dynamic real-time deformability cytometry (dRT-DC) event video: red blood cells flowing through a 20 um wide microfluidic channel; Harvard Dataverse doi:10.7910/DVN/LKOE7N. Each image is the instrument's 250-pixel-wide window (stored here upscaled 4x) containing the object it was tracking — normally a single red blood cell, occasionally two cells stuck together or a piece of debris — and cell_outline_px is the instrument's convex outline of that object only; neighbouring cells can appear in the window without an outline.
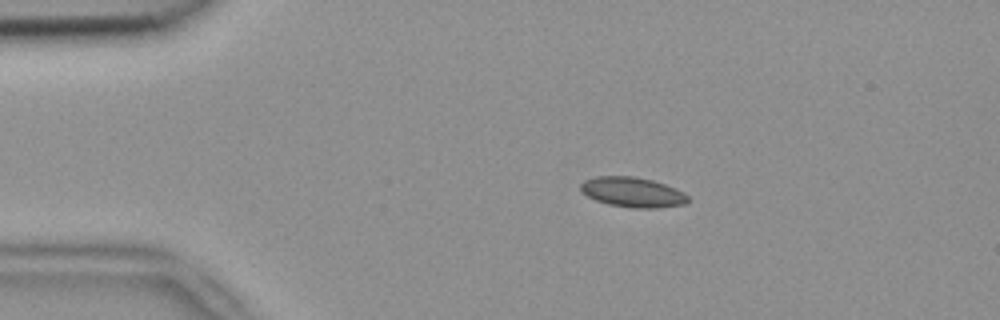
{"species": "common noctule bat (a hibernating species)", "species_latin": "Nyctalus noctula", "temperature_condition": "room temperature", "stored_images_in_passage": 4, "camera_frame_rate_fps": 3000, "um_per_image_px": 0.085, "animal": {"sex": "female", "body_mass_g": 18.4}, "frame": {"image": 1, "passage_image": 2, "time_ms": 0.333, "image_size_px": [1000, 320], "cell_outline_px": [[692, 200], [684, 204], [660, 208], [632, 208], [608, 204], [596, 200], [580, 192], [580, 184], [584, 180], [596, 176], [632, 176], [652, 180], [676, 188], [684, 192]], "centroid_in_image_um": [53.78, 16.34], "position_along_channel_um": 31.2, "area_um2": 18.96}}
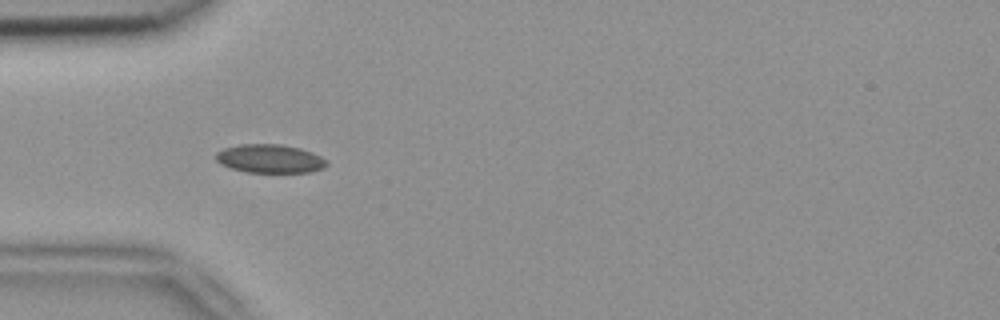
{"frame": {"image": 2, "passage_image": 3, "time_ms": 0.667, "image_size_px": [1000, 320], "cell_outline_px": [[328, 164], [324, 168], [312, 172], [248, 172], [232, 168], [220, 164], [216, 160], [216, 152], [224, 148], [240, 144], [280, 144], [300, 148], [312, 152], [328, 160]], "centroid_in_image_um": [22.96, 13.48], "position_along_channel_um": 62.0, "area_um2": 18.5}}